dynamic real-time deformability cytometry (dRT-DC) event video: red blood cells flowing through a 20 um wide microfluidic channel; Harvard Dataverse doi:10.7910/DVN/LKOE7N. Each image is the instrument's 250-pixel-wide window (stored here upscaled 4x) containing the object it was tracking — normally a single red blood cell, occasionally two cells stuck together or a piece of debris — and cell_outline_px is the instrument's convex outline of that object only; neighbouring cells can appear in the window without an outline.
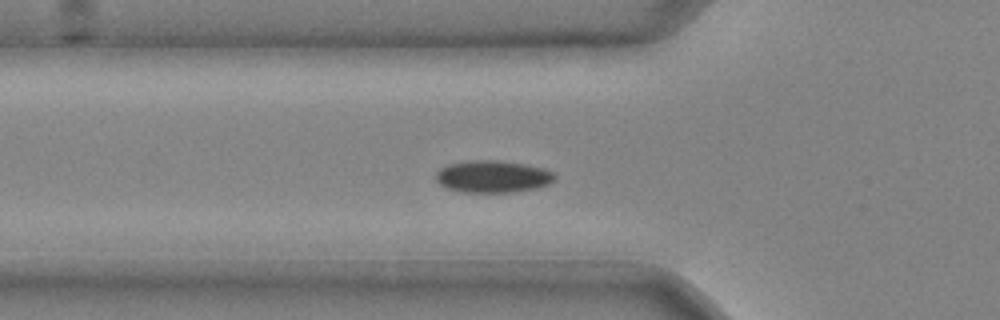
{"species": "common noctule bat (a hibernating species)", "species_latin": "Nyctalus noctula", "temperature_condition": "cold", "stored_images_in_passage": 38, "camera_frame_rate_fps": 3000, "um_per_image_px": 0.085, "animal": {"sex": "male", "body_mass_g": 20.4}, "frame": {"image": 1, "passage_image": 13, "time_ms": 4.0, "image_size_px": [1000, 320], "cell_outline_px": [[556, 176], [548, 184], [536, 188], [512, 192], [460, 192], [448, 188], [440, 184], [436, 180], [436, 172], [440, 168], [448, 164], [468, 160], [496, 160], [524, 164], [544, 168], [552, 172]], "centroid_in_image_um": [41.85, 15.0], "position_along_channel_um": 83.9, "area_um2": 22.2}}
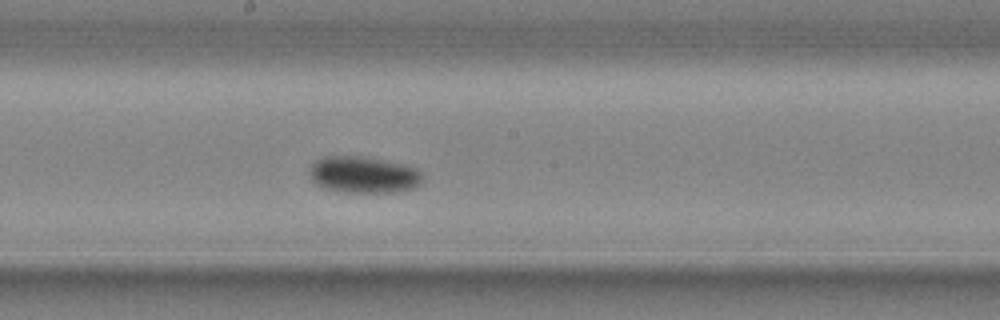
{"frame": {"image": 2, "passage_image": 22, "time_ms": 7.0, "image_size_px": [1000, 320], "cell_outline_px": [[420, 184], [416, 188], [392, 192], [340, 192], [324, 188], [316, 184], [312, 180], [308, 172], [312, 164], [316, 160], [324, 156], [364, 156], [404, 164], [416, 168], [420, 172]], "centroid_in_image_um": [30.86, 14.85], "position_along_channel_um": 217.3, "area_um2": 24.22}}
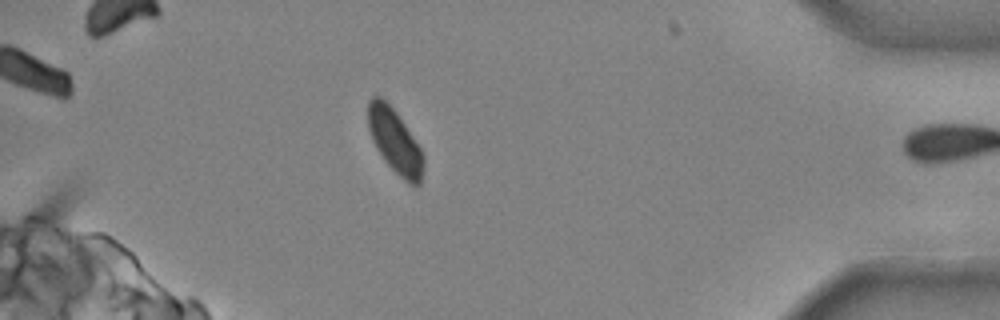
{"frame": {"image": 3, "passage_image": 37, "time_ms": 12.0, "image_size_px": [1000, 320], "cell_outline_px": [[424, 164], [420, 184], [408, 184], [384, 160], [372, 140], [368, 128], [368, 100], [372, 96], [380, 96], [396, 112], [420, 148], [424, 156]], "centroid_in_image_um": [33.55, 11.99], "position_along_channel_um": 401.6, "area_um2": 20.35}}